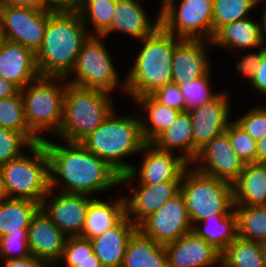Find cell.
<instances>
[{
  "label": "cell",
  "instance_id": "obj_16",
  "mask_svg": "<svg viewBox=\"0 0 266 267\" xmlns=\"http://www.w3.org/2000/svg\"><path fill=\"white\" fill-rule=\"evenodd\" d=\"M227 93L189 111L193 127V161L198 151L215 136L225 132L230 121V105Z\"/></svg>",
  "mask_w": 266,
  "mask_h": 267
},
{
  "label": "cell",
  "instance_id": "obj_13",
  "mask_svg": "<svg viewBox=\"0 0 266 267\" xmlns=\"http://www.w3.org/2000/svg\"><path fill=\"white\" fill-rule=\"evenodd\" d=\"M142 151L144 157L139 171L132 166L127 173L120 175V184L131 182L137 174H139V184L152 185L164 181H181L183 172L188 166L190 167L181 155L158 150L151 143H146Z\"/></svg>",
  "mask_w": 266,
  "mask_h": 267
},
{
  "label": "cell",
  "instance_id": "obj_6",
  "mask_svg": "<svg viewBox=\"0 0 266 267\" xmlns=\"http://www.w3.org/2000/svg\"><path fill=\"white\" fill-rule=\"evenodd\" d=\"M31 155L23 153L0 166L7 198L31 199L41 205L50 189L49 156L42 141L29 146Z\"/></svg>",
  "mask_w": 266,
  "mask_h": 267
},
{
  "label": "cell",
  "instance_id": "obj_4",
  "mask_svg": "<svg viewBox=\"0 0 266 267\" xmlns=\"http://www.w3.org/2000/svg\"><path fill=\"white\" fill-rule=\"evenodd\" d=\"M114 114L112 110L103 123L80 143L122 175L133 166L122 159L137 154L146 143L140 118L132 115L115 117Z\"/></svg>",
  "mask_w": 266,
  "mask_h": 267
},
{
  "label": "cell",
  "instance_id": "obj_48",
  "mask_svg": "<svg viewBox=\"0 0 266 267\" xmlns=\"http://www.w3.org/2000/svg\"><path fill=\"white\" fill-rule=\"evenodd\" d=\"M20 90L17 85L0 76V98L16 96Z\"/></svg>",
  "mask_w": 266,
  "mask_h": 267
},
{
  "label": "cell",
  "instance_id": "obj_30",
  "mask_svg": "<svg viewBox=\"0 0 266 267\" xmlns=\"http://www.w3.org/2000/svg\"><path fill=\"white\" fill-rule=\"evenodd\" d=\"M40 205L31 199L6 198L0 201V236L28 230Z\"/></svg>",
  "mask_w": 266,
  "mask_h": 267
},
{
  "label": "cell",
  "instance_id": "obj_3",
  "mask_svg": "<svg viewBox=\"0 0 266 267\" xmlns=\"http://www.w3.org/2000/svg\"><path fill=\"white\" fill-rule=\"evenodd\" d=\"M166 32L161 26L142 39L143 48L121 88L136 100L152 95L172 83V62L176 44L181 38Z\"/></svg>",
  "mask_w": 266,
  "mask_h": 267
},
{
  "label": "cell",
  "instance_id": "obj_11",
  "mask_svg": "<svg viewBox=\"0 0 266 267\" xmlns=\"http://www.w3.org/2000/svg\"><path fill=\"white\" fill-rule=\"evenodd\" d=\"M49 9L0 3V38L19 43L35 53L41 47Z\"/></svg>",
  "mask_w": 266,
  "mask_h": 267
},
{
  "label": "cell",
  "instance_id": "obj_32",
  "mask_svg": "<svg viewBox=\"0 0 266 267\" xmlns=\"http://www.w3.org/2000/svg\"><path fill=\"white\" fill-rule=\"evenodd\" d=\"M228 267H266L265 244L237 237L221 253Z\"/></svg>",
  "mask_w": 266,
  "mask_h": 267
},
{
  "label": "cell",
  "instance_id": "obj_33",
  "mask_svg": "<svg viewBox=\"0 0 266 267\" xmlns=\"http://www.w3.org/2000/svg\"><path fill=\"white\" fill-rule=\"evenodd\" d=\"M238 237L266 245V206H234Z\"/></svg>",
  "mask_w": 266,
  "mask_h": 267
},
{
  "label": "cell",
  "instance_id": "obj_25",
  "mask_svg": "<svg viewBox=\"0 0 266 267\" xmlns=\"http://www.w3.org/2000/svg\"><path fill=\"white\" fill-rule=\"evenodd\" d=\"M110 201L108 203L95 197L92 198L80 237L90 240L100 236L117 225L126 216L124 196L115 201L110 199Z\"/></svg>",
  "mask_w": 266,
  "mask_h": 267
},
{
  "label": "cell",
  "instance_id": "obj_37",
  "mask_svg": "<svg viewBox=\"0 0 266 267\" xmlns=\"http://www.w3.org/2000/svg\"><path fill=\"white\" fill-rule=\"evenodd\" d=\"M115 5L116 0H98L90 3L80 13L85 26L88 23L87 19L89 20L90 18L95 30L93 35L101 36L111 26Z\"/></svg>",
  "mask_w": 266,
  "mask_h": 267
},
{
  "label": "cell",
  "instance_id": "obj_22",
  "mask_svg": "<svg viewBox=\"0 0 266 267\" xmlns=\"http://www.w3.org/2000/svg\"><path fill=\"white\" fill-rule=\"evenodd\" d=\"M154 24L136 0H116L111 26L101 35L121 31L140 41L153 34L160 26V11Z\"/></svg>",
  "mask_w": 266,
  "mask_h": 267
},
{
  "label": "cell",
  "instance_id": "obj_43",
  "mask_svg": "<svg viewBox=\"0 0 266 267\" xmlns=\"http://www.w3.org/2000/svg\"><path fill=\"white\" fill-rule=\"evenodd\" d=\"M152 96L161 104L178 111H185V99L180 87L175 83H169L157 90Z\"/></svg>",
  "mask_w": 266,
  "mask_h": 267
},
{
  "label": "cell",
  "instance_id": "obj_9",
  "mask_svg": "<svg viewBox=\"0 0 266 267\" xmlns=\"http://www.w3.org/2000/svg\"><path fill=\"white\" fill-rule=\"evenodd\" d=\"M161 27L181 39H213V0H163L160 7Z\"/></svg>",
  "mask_w": 266,
  "mask_h": 267
},
{
  "label": "cell",
  "instance_id": "obj_23",
  "mask_svg": "<svg viewBox=\"0 0 266 267\" xmlns=\"http://www.w3.org/2000/svg\"><path fill=\"white\" fill-rule=\"evenodd\" d=\"M136 229L137 226L125 216L102 235L90 239L103 267H122L129 239Z\"/></svg>",
  "mask_w": 266,
  "mask_h": 267
},
{
  "label": "cell",
  "instance_id": "obj_10",
  "mask_svg": "<svg viewBox=\"0 0 266 267\" xmlns=\"http://www.w3.org/2000/svg\"><path fill=\"white\" fill-rule=\"evenodd\" d=\"M103 36L90 35L84 42L71 74L73 80L67 83L111 93L118 86V74L111 56L102 42Z\"/></svg>",
  "mask_w": 266,
  "mask_h": 267
},
{
  "label": "cell",
  "instance_id": "obj_29",
  "mask_svg": "<svg viewBox=\"0 0 266 267\" xmlns=\"http://www.w3.org/2000/svg\"><path fill=\"white\" fill-rule=\"evenodd\" d=\"M201 222L205 226H193V231L220 253L238 237L237 216L234 209L229 214H214L198 223Z\"/></svg>",
  "mask_w": 266,
  "mask_h": 267
},
{
  "label": "cell",
  "instance_id": "obj_50",
  "mask_svg": "<svg viewBox=\"0 0 266 267\" xmlns=\"http://www.w3.org/2000/svg\"><path fill=\"white\" fill-rule=\"evenodd\" d=\"M66 267H103L100 260L65 261Z\"/></svg>",
  "mask_w": 266,
  "mask_h": 267
},
{
  "label": "cell",
  "instance_id": "obj_18",
  "mask_svg": "<svg viewBox=\"0 0 266 267\" xmlns=\"http://www.w3.org/2000/svg\"><path fill=\"white\" fill-rule=\"evenodd\" d=\"M168 267H211L221 261V253L191 231L165 245Z\"/></svg>",
  "mask_w": 266,
  "mask_h": 267
},
{
  "label": "cell",
  "instance_id": "obj_21",
  "mask_svg": "<svg viewBox=\"0 0 266 267\" xmlns=\"http://www.w3.org/2000/svg\"><path fill=\"white\" fill-rule=\"evenodd\" d=\"M0 76L20 89L36 80V54L23 45L0 38Z\"/></svg>",
  "mask_w": 266,
  "mask_h": 267
},
{
  "label": "cell",
  "instance_id": "obj_36",
  "mask_svg": "<svg viewBox=\"0 0 266 267\" xmlns=\"http://www.w3.org/2000/svg\"><path fill=\"white\" fill-rule=\"evenodd\" d=\"M209 70L204 76L192 80L188 84L180 85V90L185 99V111H191L215 99L220 93L210 89Z\"/></svg>",
  "mask_w": 266,
  "mask_h": 267
},
{
  "label": "cell",
  "instance_id": "obj_51",
  "mask_svg": "<svg viewBox=\"0 0 266 267\" xmlns=\"http://www.w3.org/2000/svg\"><path fill=\"white\" fill-rule=\"evenodd\" d=\"M266 158V135L257 141L256 145V163H260Z\"/></svg>",
  "mask_w": 266,
  "mask_h": 267
},
{
  "label": "cell",
  "instance_id": "obj_28",
  "mask_svg": "<svg viewBox=\"0 0 266 267\" xmlns=\"http://www.w3.org/2000/svg\"><path fill=\"white\" fill-rule=\"evenodd\" d=\"M151 144L161 151L183 150L180 154L189 164L193 162V127L188 111L180 112L174 123L159 134Z\"/></svg>",
  "mask_w": 266,
  "mask_h": 267
},
{
  "label": "cell",
  "instance_id": "obj_15",
  "mask_svg": "<svg viewBox=\"0 0 266 267\" xmlns=\"http://www.w3.org/2000/svg\"><path fill=\"white\" fill-rule=\"evenodd\" d=\"M53 192L54 189L50 188L40 208L67 237L81 236L92 199L82 194ZM49 195L53 198L49 199ZM47 199L51 200L49 204Z\"/></svg>",
  "mask_w": 266,
  "mask_h": 267
},
{
  "label": "cell",
  "instance_id": "obj_46",
  "mask_svg": "<svg viewBox=\"0 0 266 267\" xmlns=\"http://www.w3.org/2000/svg\"><path fill=\"white\" fill-rule=\"evenodd\" d=\"M3 263L4 267H47L45 262L34 257L32 254L28 257L3 260Z\"/></svg>",
  "mask_w": 266,
  "mask_h": 267
},
{
  "label": "cell",
  "instance_id": "obj_41",
  "mask_svg": "<svg viewBox=\"0 0 266 267\" xmlns=\"http://www.w3.org/2000/svg\"><path fill=\"white\" fill-rule=\"evenodd\" d=\"M236 122L255 141L261 140L266 135V108L260 106L252 108L238 120L236 119Z\"/></svg>",
  "mask_w": 266,
  "mask_h": 267
},
{
  "label": "cell",
  "instance_id": "obj_14",
  "mask_svg": "<svg viewBox=\"0 0 266 267\" xmlns=\"http://www.w3.org/2000/svg\"><path fill=\"white\" fill-rule=\"evenodd\" d=\"M194 168L208 176L234 183L245 163L232 148L226 132L215 136L202 147L193 161Z\"/></svg>",
  "mask_w": 266,
  "mask_h": 267
},
{
  "label": "cell",
  "instance_id": "obj_38",
  "mask_svg": "<svg viewBox=\"0 0 266 267\" xmlns=\"http://www.w3.org/2000/svg\"><path fill=\"white\" fill-rule=\"evenodd\" d=\"M237 156L245 163H256L255 141L236 121L229 123L225 131Z\"/></svg>",
  "mask_w": 266,
  "mask_h": 267
},
{
  "label": "cell",
  "instance_id": "obj_47",
  "mask_svg": "<svg viewBox=\"0 0 266 267\" xmlns=\"http://www.w3.org/2000/svg\"><path fill=\"white\" fill-rule=\"evenodd\" d=\"M48 9L59 10H75L78 0H42Z\"/></svg>",
  "mask_w": 266,
  "mask_h": 267
},
{
  "label": "cell",
  "instance_id": "obj_54",
  "mask_svg": "<svg viewBox=\"0 0 266 267\" xmlns=\"http://www.w3.org/2000/svg\"><path fill=\"white\" fill-rule=\"evenodd\" d=\"M7 195L4 189V183H3V178L0 172V201H2L3 199H6Z\"/></svg>",
  "mask_w": 266,
  "mask_h": 267
},
{
  "label": "cell",
  "instance_id": "obj_17",
  "mask_svg": "<svg viewBox=\"0 0 266 267\" xmlns=\"http://www.w3.org/2000/svg\"><path fill=\"white\" fill-rule=\"evenodd\" d=\"M66 237L41 208L31 218L28 227L29 251L47 265L59 262L65 248Z\"/></svg>",
  "mask_w": 266,
  "mask_h": 267
},
{
  "label": "cell",
  "instance_id": "obj_7",
  "mask_svg": "<svg viewBox=\"0 0 266 267\" xmlns=\"http://www.w3.org/2000/svg\"><path fill=\"white\" fill-rule=\"evenodd\" d=\"M64 78L38 77L20 90L28 128L41 140L39 132L58 134L63 121L64 95L67 83L57 85ZM57 81V82H56ZM62 86V87H61Z\"/></svg>",
  "mask_w": 266,
  "mask_h": 267
},
{
  "label": "cell",
  "instance_id": "obj_45",
  "mask_svg": "<svg viewBox=\"0 0 266 267\" xmlns=\"http://www.w3.org/2000/svg\"><path fill=\"white\" fill-rule=\"evenodd\" d=\"M261 58V48L257 53H248L242 57V60L237 62V70L248 78V81L253 78L257 66Z\"/></svg>",
  "mask_w": 266,
  "mask_h": 267
},
{
  "label": "cell",
  "instance_id": "obj_1",
  "mask_svg": "<svg viewBox=\"0 0 266 267\" xmlns=\"http://www.w3.org/2000/svg\"><path fill=\"white\" fill-rule=\"evenodd\" d=\"M49 156L50 188L64 184L60 192L92 195L120 184V174L81 143L65 142L67 147L46 138L42 141ZM57 177H56V176Z\"/></svg>",
  "mask_w": 266,
  "mask_h": 267
},
{
  "label": "cell",
  "instance_id": "obj_12",
  "mask_svg": "<svg viewBox=\"0 0 266 267\" xmlns=\"http://www.w3.org/2000/svg\"><path fill=\"white\" fill-rule=\"evenodd\" d=\"M137 229L162 245L193 231L183 194L179 192L171 198L159 210L145 218Z\"/></svg>",
  "mask_w": 266,
  "mask_h": 267
},
{
  "label": "cell",
  "instance_id": "obj_40",
  "mask_svg": "<svg viewBox=\"0 0 266 267\" xmlns=\"http://www.w3.org/2000/svg\"><path fill=\"white\" fill-rule=\"evenodd\" d=\"M15 252L17 254H14ZM30 255L28 230H21V233H9L5 236H0V258L2 261L12 258L28 257Z\"/></svg>",
  "mask_w": 266,
  "mask_h": 267
},
{
  "label": "cell",
  "instance_id": "obj_5",
  "mask_svg": "<svg viewBox=\"0 0 266 267\" xmlns=\"http://www.w3.org/2000/svg\"><path fill=\"white\" fill-rule=\"evenodd\" d=\"M110 93L67 83L64 95L63 121L56 137L65 142L80 143L96 130L113 110Z\"/></svg>",
  "mask_w": 266,
  "mask_h": 267
},
{
  "label": "cell",
  "instance_id": "obj_44",
  "mask_svg": "<svg viewBox=\"0 0 266 267\" xmlns=\"http://www.w3.org/2000/svg\"><path fill=\"white\" fill-rule=\"evenodd\" d=\"M250 83L257 92L266 95V49L264 47H261V58Z\"/></svg>",
  "mask_w": 266,
  "mask_h": 267
},
{
  "label": "cell",
  "instance_id": "obj_56",
  "mask_svg": "<svg viewBox=\"0 0 266 267\" xmlns=\"http://www.w3.org/2000/svg\"><path fill=\"white\" fill-rule=\"evenodd\" d=\"M221 264V265H220ZM220 267H228L227 265H225L222 261L219 262L218 264Z\"/></svg>",
  "mask_w": 266,
  "mask_h": 267
},
{
  "label": "cell",
  "instance_id": "obj_42",
  "mask_svg": "<svg viewBox=\"0 0 266 267\" xmlns=\"http://www.w3.org/2000/svg\"><path fill=\"white\" fill-rule=\"evenodd\" d=\"M61 258H64V261L99 260L93 251L91 241L80 236L67 237Z\"/></svg>",
  "mask_w": 266,
  "mask_h": 267
},
{
  "label": "cell",
  "instance_id": "obj_26",
  "mask_svg": "<svg viewBox=\"0 0 266 267\" xmlns=\"http://www.w3.org/2000/svg\"><path fill=\"white\" fill-rule=\"evenodd\" d=\"M122 267H168L165 245L136 229L129 239Z\"/></svg>",
  "mask_w": 266,
  "mask_h": 267
},
{
  "label": "cell",
  "instance_id": "obj_19",
  "mask_svg": "<svg viewBox=\"0 0 266 267\" xmlns=\"http://www.w3.org/2000/svg\"><path fill=\"white\" fill-rule=\"evenodd\" d=\"M211 41L181 39L175 47L172 62V83L178 86L204 76L210 70L206 45Z\"/></svg>",
  "mask_w": 266,
  "mask_h": 267
},
{
  "label": "cell",
  "instance_id": "obj_2",
  "mask_svg": "<svg viewBox=\"0 0 266 267\" xmlns=\"http://www.w3.org/2000/svg\"><path fill=\"white\" fill-rule=\"evenodd\" d=\"M87 26L74 10L49 9V19L36 64L41 77L66 79L74 69L78 54L89 38Z\"/></svg>",
  "mask_w": 266,
  "mask_h": 267
},
{
  "label": "cell",
  "instance_id": "obj_20",
  "mask_svg": "<svg viewBox=\"0 0 266 267\" xmlns=\"http://www.w3.org/2000/svg\"><path fill=\"white\" fill-rule=\"evenodd\" d=\"M180 184L181 181H164L152 185L139 184L136 186L138 188L132 187L133 196L130 200L124 197L126 216L138 226L177 195L180 192Z\"/></svg>",
  "mask_w": 266,
  "mask_h": 267
},
{
  "label": "cell",
  "instance_id": "obj_39",
  "mask_svg": "<svg viewBox=\"0 0 266 267\" xmlns=\"http://www.w3.org/2000/svg\"><path fill=\"white\" fill-rule=\"evenodd\" d=\"M24 145L32 144L20 132L0 127V166L19 157Z\"/></svg>",
  "mask_w": 266,
  "mask_h": 267
},
{
  "label": "cell",
  "instance_id": "obj_49",
  "mask_svg": "<svg viewBox=\"0 0 266 267\" xmlns=\"http://www.w3.org/2000/svg\"><path fill=\"white\" fill-rule=\"evenodd\" d=\"M1 3L11 6L31 7L35 9L47 8L42 0H1Z\"/></svg>",
  "mask_w": 266,
  "mask_h": 267
},
{
  "label": "cell",
  "instance_id": "obj_27",
  "mask_svg": "<svg viewBox=\"0 0 266 267\" xmlns=\"http://www.w3.org/2000/svg\"><path fill=\"white\" fill-rule=\"evenodd\" d=\"M211 43L238 49L262 47L260 24L249 17L225 24L214 34Z\"/></svg>",
  "mask_w": 266,
  "mask_h": 267
},
{
  "label": "cell",
  "instance_id": "obj_35",
  "mask_svg": "<svg viewBox=\"0 0 266 267\" xmlns=\"http://www.w3.org/2000/svg\"><path fill=\"white\" fill-rule=\"evenodd\" d=\"M258 0H213V36L225 24L248 17Z\"/></svg>",
  "mask_w": 266,
  "mask_h": 267
},
{
  "label": "cell",
  "instance_id": "obj_57",
  "mask_svg": "<svg viewBox=\"0 0 266 267\" xmlns=\"http://www.w3.org/2000/svg\"><path fill=\"white\" fill-rule=\"evenodd\" d=\"M264 0H258V4H260V2H263ZM266 1V0H265Z\"/></svg>",
  "mask_w": 266,
  "mask_h": 267
},
{
  "label": "cell",
  "instance_id": "obj_8",
  "mask_svg": "<svg viewBox=\"0 0 266 267\" xmlns=\"http://www.w3.org/2000/svg\"><path fill=\"white\" fill-rule=\"evenodd\" d=\"M183 194L192 226L214 214H229L234 209L233 184L188 167L181 177Z\"/></svg>",
  "mask_w": 266,
  "mask_h": 267
},
{
  "label": "cell",
  "instance_id": "obj_31",
  "mask_svg": "<svg viewBox=\"0 0 266 267\" xmlns=\"http://www.w3.org/2000/svg\"><path fill=\"white\" fill-rule=\"evenodd\" d=\"M135 101L148 112L146 118L149 122L146 119L141 120V132L145 143H151L169 128L181 112L159 103L152 95L137 98Z\"/></svg>",
  "mask_w": 266,
  "mask_h": 267
},
{
  "label": "cell",
  "instance_id": "obj_52",
  "mask_svg": "<svg viewBox=\"0 0 266 267\" xmlns=\"http://www.w3.org/2000/svg\"><path fill=\"white\" fill-rule=\"evenodd\" d=\"M262 19H263L262 23H259V24H260L262 45H265L264 41L266 39V7L263 10ZM264 48L266 49V46Z\"/></svg>",
  "mask_w": 266,
  "mask_h": 267
},
{
  "label": "cell",
  "instance_id": "obj_53",
  "mask_svg": "<svg viewBox=\"0 0 266 267\" xmlns=\"http://www.w3.org/2000/svg\"><path fill=\"white\" fill-rule=\"evenodd\" d=\"M96 1L98 0H78L77 6L74 11L80 14L90 3H93Z\"/></svg>",
  "mask_w": 266,
  "mask_h": 267
},
{
  "label": "cell",
  "instance_id": "obj_24",
  "mask_svg": "<svg viewBox=\"0 0 266 267\" xmlns=\"http://www.w3.org/2000/svg\"><path fill=\"white\" fill-rule=\"evenodd\" d=\"M234 206H266V168L261 163L244 165L233 183Z\"/></svg>",
  "mask_w": 266,
  "mask_h": 267
},
{
  "label": "cell",
  "instance_id": "obj_34",
  "mask_svg": "<svg viewBox=\"0 0 266 267\" xmlns=\"http://www.w3.org/2000/svg\"><path fill=\"white\" fill-rule=\"evenodd\" d=\"M0 127L20 132L31 144L41 140L28 128L22 95L0 98Z\"/></svg>",
  "mask_w": 266,
  "mask_h": 267
},
{
  "label": "cell",
  "instance_id": "obj_55",
  "mask_svg": "<svg viewBox=\"0 0 266 267\" xmlns=\"http://www.w3.org/2000/svg\"><path fill=\"white\" fill-rule=\"evenodd\" d=\"M266 168V158L260 162Z\"/></svg>",
  "mask_w": 266,
  "mask_h": 267
}]
</instances>
